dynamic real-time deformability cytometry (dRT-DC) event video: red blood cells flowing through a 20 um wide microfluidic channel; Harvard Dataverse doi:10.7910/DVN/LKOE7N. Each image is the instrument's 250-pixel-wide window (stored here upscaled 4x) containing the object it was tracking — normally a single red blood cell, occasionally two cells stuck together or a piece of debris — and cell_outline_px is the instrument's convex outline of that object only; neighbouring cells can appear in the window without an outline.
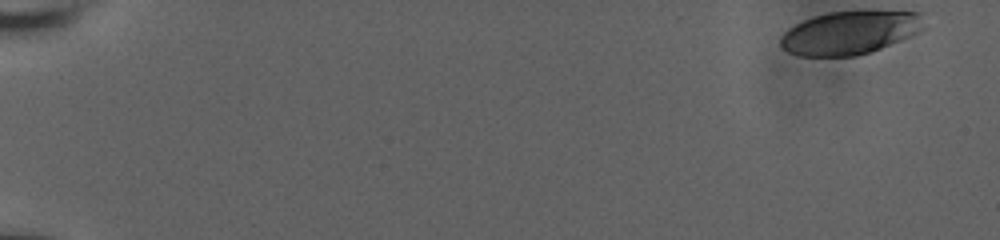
{"species": "human", "species_latin": "Homo sapiens", "temperature_condition": "room temperature", "stored_images_in_passage": 49, "camera_frame_rate_fps": 3000, "um_per_image_px": 0.085, "donor": {"sex": "male"}, "frame": {"image": 1, "passage_image": 1, "time_ms": 0.0, "image_size_px": [1000, 240], "cell_outline_px": [[924, 28], [920, 32], [912, 36], [872, 52], [856, 56], [800, 56], [788, 52], [780, 44], [780, 36], [788, 28], [812, 16], [828, 12], [924, 12]], "centroid_in_image_um": [72.26, 2.79], "position_along_channel_um": 12.7, "area_um2": 36.3}}
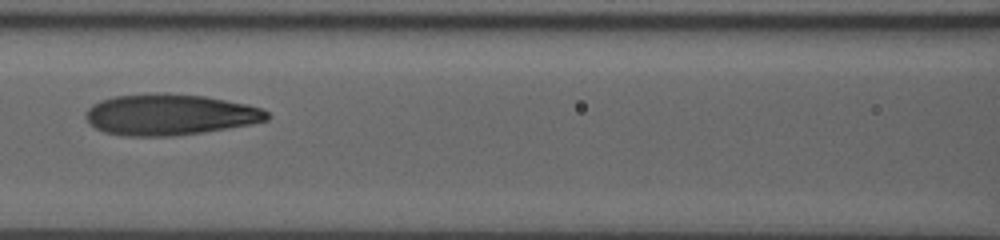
{"frame": {"image": 2, "passage_image": 27, "time_ms": 8.667, "image_size_px": [1000, 240], "cell_outline_px": [[268, 120], [252, 124], [204, 132], [172, 136], [124, 136], [104, 132], [96, 128], [84, 116], [88, 108], [92, 104], [100, 100], [112, 96], [156, 92], [168, 92], [204, 96], [248, 104], [260, 108], [268, 112]], "centroid_in_image_um": [14.42, 9.73], "position_along_channel_um": 152.2, "area_um2": 43.75}}
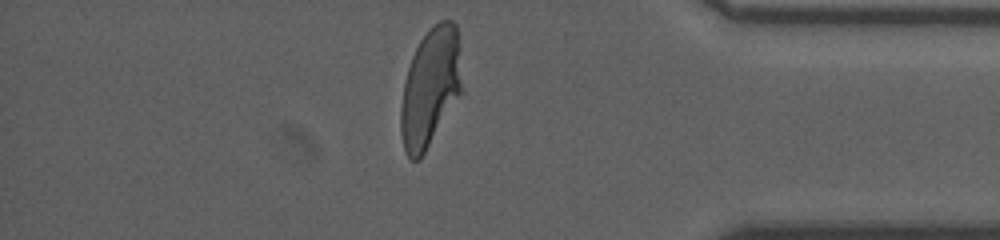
{"frame": {"image": 3, "passage_image": 48, "time_ms": 15.667, "image_size_px": [1000, 240], "cell_outline_px": [[460, 92], [420, 160], [412, 160], [408, 156], [404, 148], [400, 132], [400, 108], [404, 84], [408, 68], [412, 56], [420, 40], [440, 20], [452, 20], [456, 24], [460, 84]], "centroid_in_image_um": [36.51, 7.47], "position_along_channel_um": 398.7, "area_um2": 40.86}, "authors_computed_cell_mechanics": {"area_um2": 41.7316, "velocity_mm_per_s": 3.8322, "shape_relaxation_time_tau1_ms": 5.5939, "shape_relaxation_time_tau2_ms": 0.8856, "deformation_change_tau1": 0.2432, "deformation_change_tau2": 0.0786}}